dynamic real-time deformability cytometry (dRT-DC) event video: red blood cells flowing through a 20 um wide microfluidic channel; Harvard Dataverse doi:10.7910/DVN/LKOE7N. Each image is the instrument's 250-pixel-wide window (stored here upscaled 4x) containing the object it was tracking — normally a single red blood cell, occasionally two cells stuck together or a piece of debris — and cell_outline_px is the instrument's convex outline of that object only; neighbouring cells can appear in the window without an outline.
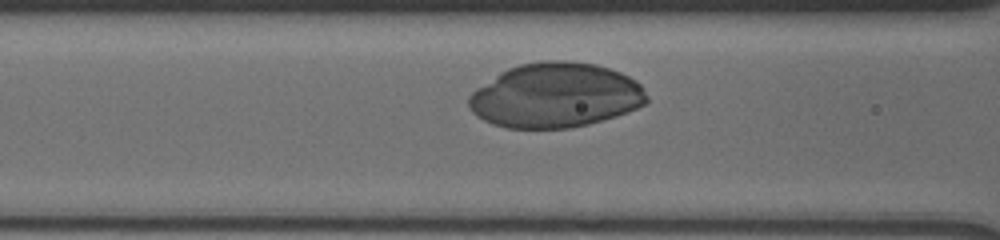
{"species": "human", "species_latin": "Homo sapiens", "temperature_condition": "cold", "stored_images_in_passage": 30, "camera_frame_rate_fps": 3000, "um_per_image_px": 0.085, "donor": {"sex": "male"}, "frame": {"image": 1, "passage_image": 16, "time_ms": 3.333, "image_size_px": [1000, 240], "cell_outline_px": [[648, 100], [644, 104], [636, 108], [616, 116], [588, 124], [572, 128], [508, 128], [492, 124], [476, 116], [472, 112], [468, 104], [468, 96], [476, 88], [500, 72], [508, 68], [520, 64], [540, 60], [564, 60], [596, 64], [620, 72], [636, 80], [640, 84], [648, 96]], "centroid_in_image_um": [47.19, 8.1], "position_along_channel_um": 119.4, "area_um2": 67.34}}
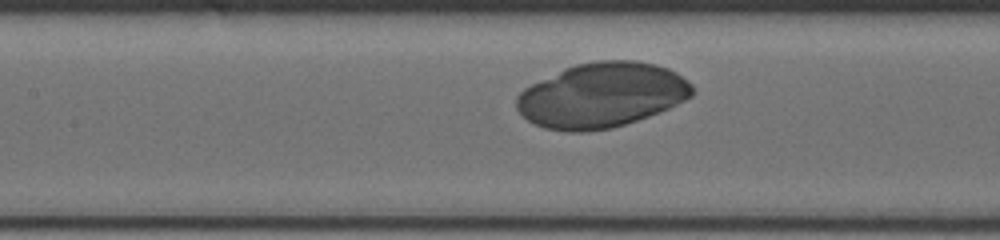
{"frame": {"image": 2, "passage_image": 21, "time_ms": 4.333, "image_size_px": [1000, 240], "cell_outline_px": [[692, 96], [668, 108], [648, 116], [612, 128], [580, 132], [564, 132], [544, 128], [528, 120], [516, 108], [516, 96], [524, 88], [564, 68], [576, 64], [596, 60], [636, 60], [656, 64], [668, 68], [676, 72], [688, 80], [692, 84]], "centroid_in_image_um": [51.13, 8.08], "position_along_channel_um": 156.3, "area_um2": 66.35}}
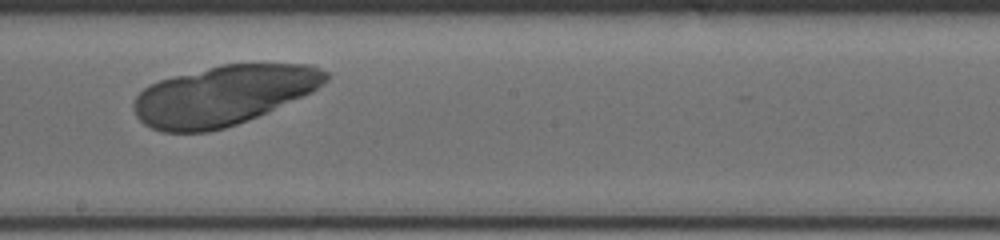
{"frame": {"image": 3, "passage_image": 29, "time_ms": 6.333, "image_size_px": [1000, 240], "cell_outline_px": [[332, 76], [324, 84], [312, 92], [268, 112], [248, 120], [224, 128], [208, 132], [160, 132], [144, 124], [136, 116], [132, 108], [132, 104], [136, 96], [144, 88], [160, 80], [220, 64], [312, 64], [328, 72]], "centroid_in_image_um": [19.02, 8.11], "position_along_channel_um": 229.2, "area_um2": 67.05}}